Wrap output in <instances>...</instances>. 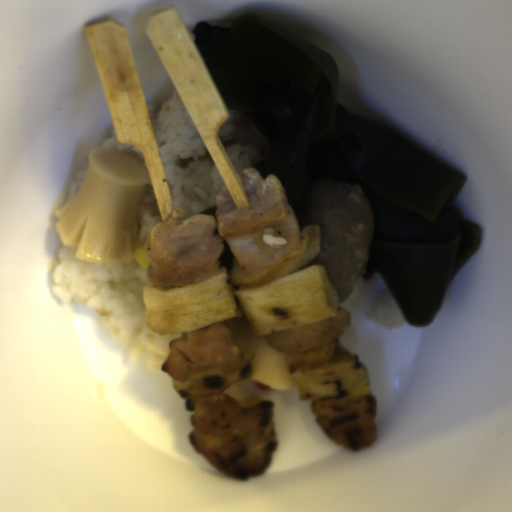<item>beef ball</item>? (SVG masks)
<instances>
[{
	"instance_id": "beef-ball-1",
	"label": "beef ball",
	"mask_w": 512,
	"mask_h": 512,
	"mask_svg": "<svg viewBox=\"0 0 512 512\" xmlns=\"http://www.w3.org/2000/svg\"><path fill=\"white\" fill-rule=\"evenodd\" d=\"M319 228L320 247L303 268L325 267L343 303L367 272L374 234V209L360 186L326 184L309 193L303 229Z\"/></svg>"
}]
</instances>
